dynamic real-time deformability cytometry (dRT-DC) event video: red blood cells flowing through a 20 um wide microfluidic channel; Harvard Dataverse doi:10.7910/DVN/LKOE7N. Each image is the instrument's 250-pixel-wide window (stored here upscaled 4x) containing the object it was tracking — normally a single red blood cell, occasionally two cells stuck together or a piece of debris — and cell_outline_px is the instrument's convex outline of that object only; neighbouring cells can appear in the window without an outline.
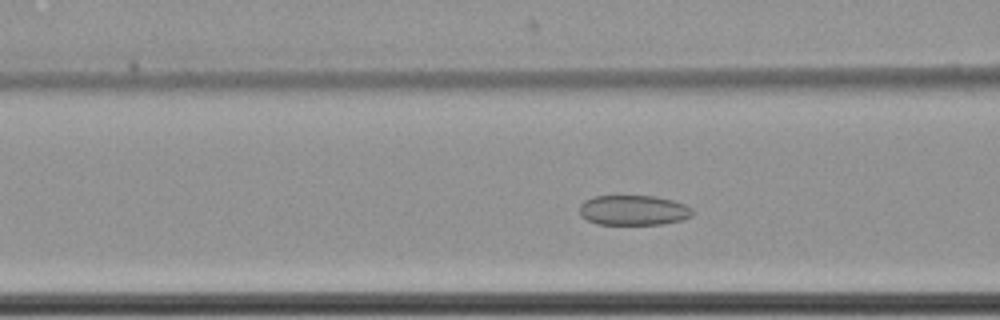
{"species": "common noctule bat (a hibernating species)", "species_latin": "Nyctalus noctula", "temperature_condition": "cold", "stored_images_in_passage": 55, "camera_frame_rate_fps": 3000, "um_per_image_px": 0.085, "animal": {"sex": "female", "body_mass_g": 22.7, "forearm_length_mm": 54.2}, "frame": {"image": 1, "passage_image": 19, "time_ms": 6.0, "image_size_px": [1000, 320], "cell_outline_px": [[696, 212], [692, 216], [684, 220], [664, 224], [596, 224], [580, 216], [580, 204], [584, 200], [592, 196], [656, 196], [672, 200], [684, 204], [692, 208]], "centroid_in_image_um": [53.87, 17.87], "position_along_channel_um": 112.7, "area_um2": 20.06}}
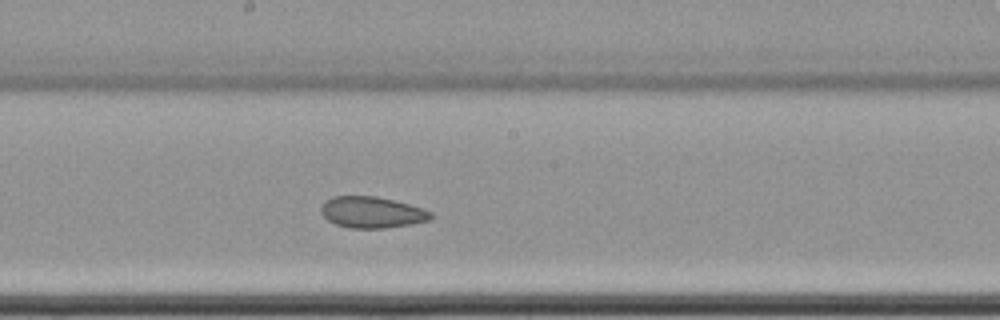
{"frame": {"image": 2, "passage_image": 28, "time_ms": 9.0, "image_size_px": [1000, 320], "cell_outline_px": [[432, 216], [428, 220], [408, 224], [384, 228], [348, 228], [336, 224], [328, 220], [320, 212], [320, 208], [324, 200], [332, 196], [376, 196], [408, 204], [432, 212]], "centroid_in_image_um": [31.54, 18.04], "position_along_channel_um": 216.7, "area_um2": 19.83}}
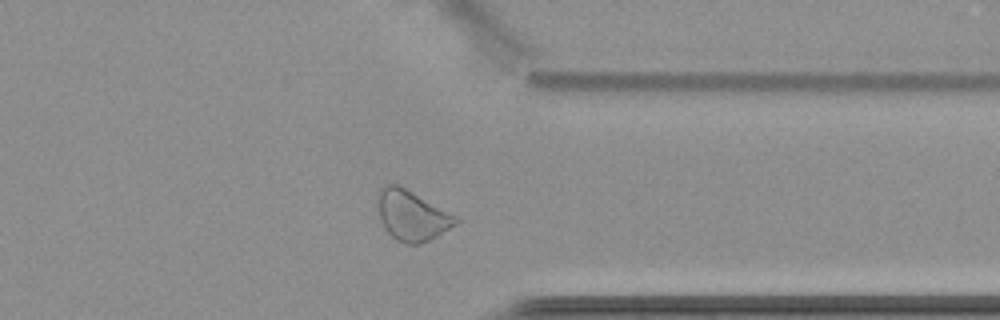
{"frame": {"image": 3, "passage_image": 42, "time_ms": 13.667, "image_size_px": [1000, 320], "cell_outline_px": [[460, 220], [456, 224], [436, 236], [420, 244], [404, 244], [396, 240], [384, 228], [380, 220], [380, 188], [388, 184], [396, 184], [460, 216]], "centroid_in_image_um": [35.07, 18.34], "position_along_channel_um": 376.3, "area_um2": 22.48}, "authors_computed_cell_mechanics": {"area_um2": 22.6576, "velocity_mm_per_s": 3.4623, "shape_relaxation_time_tau1_ms": null, "shape_relaxation_time_tau2_ms": 3.8551, "deformation_change_tau1": null, "deformation_change_tau2": 0.0812}}